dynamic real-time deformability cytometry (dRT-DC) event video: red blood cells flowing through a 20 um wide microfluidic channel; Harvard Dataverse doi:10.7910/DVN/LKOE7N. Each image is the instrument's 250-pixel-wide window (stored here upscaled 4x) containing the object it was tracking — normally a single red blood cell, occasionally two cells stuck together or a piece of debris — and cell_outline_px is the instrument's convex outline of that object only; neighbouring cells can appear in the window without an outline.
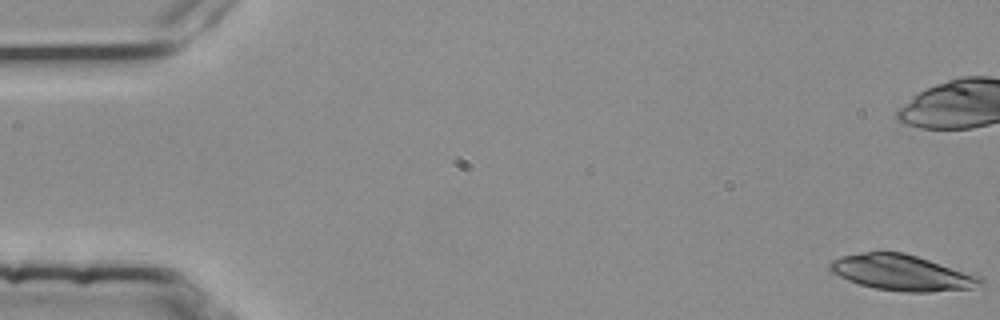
{"species": "common noctule bat (a hibernating species)", "species_latin": "Nyctalus noctula", "temperature_condition": "room temperature", "stored_images_in_passage": 53, "camera_frame_rate_fps": 3000, "um_per_image_px": 0.085, "animal": {"sex": "female", "body_mass_g": 25.1}, "frame": {"image": 1, "passage_image": 1, "time_ms": 0.0, "image_size_px": [1000, 320], "cell_outline_px": [[984, 284], [972, 288], [932, 292], [904, 292], [876, 288], [860, 284], [848, 280], [832, 272], [828, 268], [828, 264], [832, 260], [840, 256], [864, 252], [904, 252], [972, 272], [980, 276], [984, 280]], "centroid_in_image_um": [76.72, 23.17], "position_along_channel_um": 8.3, "area_um2": 31.62}}